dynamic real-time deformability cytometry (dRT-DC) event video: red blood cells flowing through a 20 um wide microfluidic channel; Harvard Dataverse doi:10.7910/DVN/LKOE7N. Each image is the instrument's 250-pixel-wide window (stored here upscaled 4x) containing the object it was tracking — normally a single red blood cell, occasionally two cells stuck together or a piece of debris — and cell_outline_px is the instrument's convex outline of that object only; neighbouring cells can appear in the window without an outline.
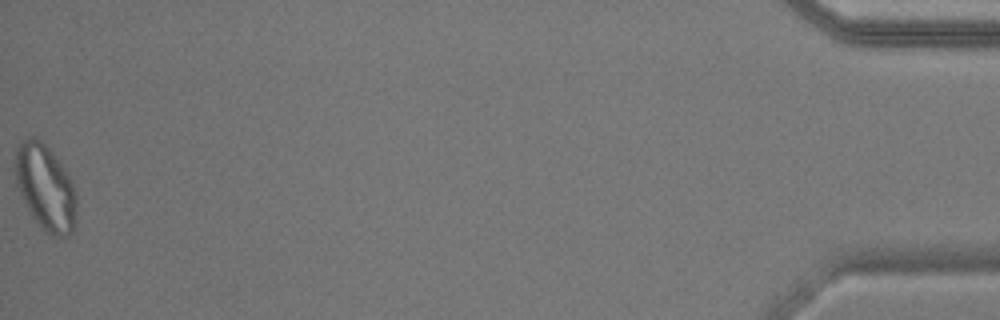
{"species": "common noctule bat (a hibernating species)", "species_latin": "Nyctalus noctula", "temperature_condition": "warm", "stored_images_in_passage": 38, "camera_frame_rate_fps": 3000, "um_per_image_px": 0.085, "animal": {"sex": "male", "body_mass_g": 17.9}, "frame": {"image": 1, "passage_image": 38, "time_ms": 12.333, "image_size_px": [1000, 320], "cell_outline_px": [[76, 208], [72, 232], [68, 236], [52, 236], [44, 232], [40, 228], [32, 216], [16, 184], [16, 148], [24, 140], [32, 136], [36, 136], [48, 148], [60, 164], [68, 176], [76, 192]], "centroid_in_image_um": [3.86, 15.97], "position_along_channel_um": 431.3, "area_um2": 30.0}, "authors_computed_cell_mechanics": {"area_um2": 20.8369, "velocity_mm_per_s": 3.7468, "shape_relaxation_time_tau1_ms": null, "shape_relaxation_time_tau2_ms": 1.5461, "deformation_change_tau1": null, "deformation_change_tau2": 0.0898}}